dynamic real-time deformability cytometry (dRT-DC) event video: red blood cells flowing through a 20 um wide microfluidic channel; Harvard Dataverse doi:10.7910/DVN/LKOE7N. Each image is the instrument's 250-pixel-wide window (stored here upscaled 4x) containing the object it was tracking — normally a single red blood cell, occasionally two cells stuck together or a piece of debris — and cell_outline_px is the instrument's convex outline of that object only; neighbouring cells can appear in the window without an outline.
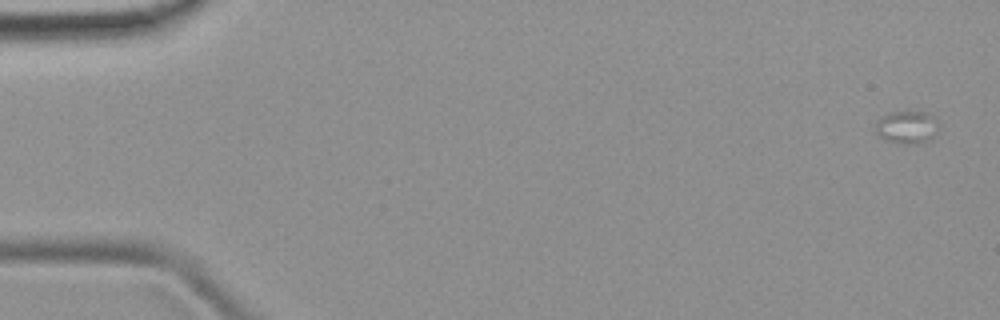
{"species": "common noctule bat (a hibernating species)", "species_latin": "Nyctalus noctula", "temperature_condition": "room temperature", "stored_images_in_passage": 6, "camera_frame_rate_fps": 3000, "um_per_image_px": 0.085, "animal": {"sex": "female", "body_mass_g": 19.9}, "frame": {"image": 1, "passage_image": 1, "time_ms": 0.0, "image_size_px": [1000, 320], "cell_outline_px": [[940, 124], [936, 132], [928, 140], [892, 140], [880, 136], [876, 132], [876, 124], [884, 116], [892, 112], [928, 112], [936, 116]], "centroid_in_image_um": [77.17, 10.71], "position_along_channel_um": 7.8, "area_um2": 11.1}}